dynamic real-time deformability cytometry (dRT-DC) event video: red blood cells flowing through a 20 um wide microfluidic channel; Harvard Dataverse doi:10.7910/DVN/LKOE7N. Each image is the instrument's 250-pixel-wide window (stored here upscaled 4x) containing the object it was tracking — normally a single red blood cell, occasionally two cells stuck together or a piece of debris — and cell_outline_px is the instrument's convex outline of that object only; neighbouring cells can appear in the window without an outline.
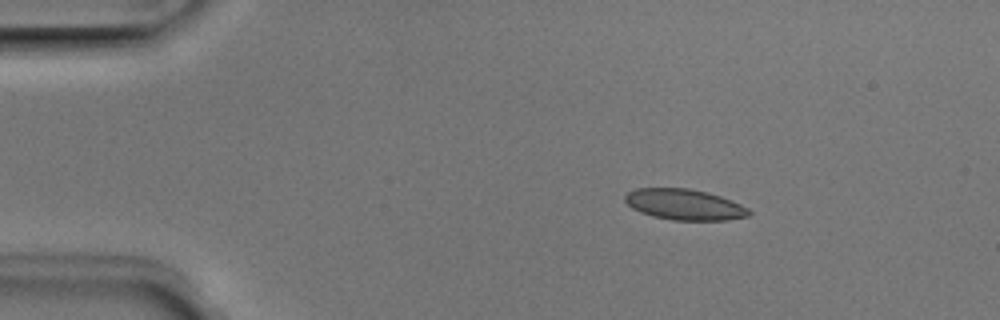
{"species": "Egyptian fruit bat (a non-hibernating species)", "species_latin": "Rousettus aegyptiacus", "temperature_condition": "room temperature", "stored_images_in_passage": 4, "camera_frame_rate_fps": 3000, "um_per_image_px": 0.085, "animal": {"sex": "male"}, "frame": {"image": 1, "passage_image": 2, "time_ms": 0.333, "image_size_px": [1000, 320], "cell_outline_px": [[752, 212], [748, 216], [728, 220], [672, 220], [652, 216], [640, 212], [632, 208], [624, 200], [624, 196], [628, 192], [636, 188], [688, 188], [708, 192], [720, 196], [740, 204], [748, 208]], "centroid_in_image_um": [58.17, 17.38], "position_along_channel_um": 26.8, "area_um2": 22.31}}
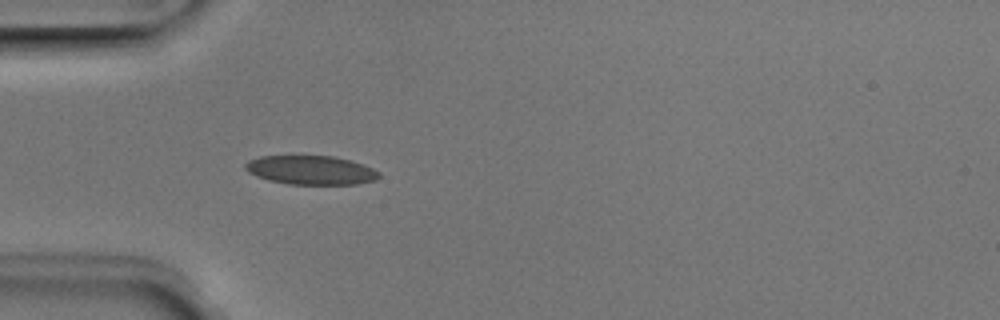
{"frame": {"image": 2, "passage_image": 4, "time_ms": 1.0, "image_size_px": [1000, 320], "cell_outline_px": [[380, 176], [376, 180], [356, 184], [288, 184], [268, 180], [256, 176], [248, 172], [244, 168], [244, 164], [248, 160], [260, 156], [332, 156], [348, 160], [372, 168], [380, 172]], "centroid_in_image_um": [26.38, 14.46], "position_along_channel_um": 58.6, "area_um2": 22.48}}